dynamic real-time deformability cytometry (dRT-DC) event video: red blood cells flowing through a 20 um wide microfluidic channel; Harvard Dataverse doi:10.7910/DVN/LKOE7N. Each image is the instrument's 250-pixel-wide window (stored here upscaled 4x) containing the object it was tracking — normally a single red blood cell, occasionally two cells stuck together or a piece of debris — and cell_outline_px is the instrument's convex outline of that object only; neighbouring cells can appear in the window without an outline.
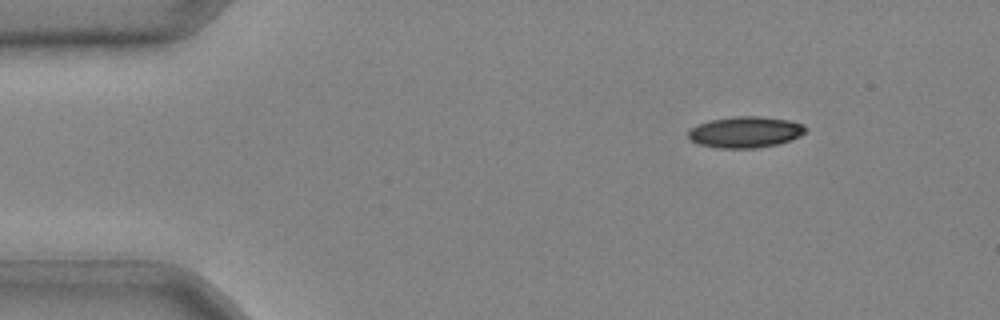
{"species": "common noctule bat (a hibernating species)", "species_latin": "Nyctalus noctula", "temperature_condition": "cold", "stored_images_in_passage": 35, "camera_frame_rate_fps": 3000, "um_per_image_px": 0.085, "animal": {"sex": "male", "body_mass_g": 20.4}, "frame": {"image": 1, "passage_image": 1, "time_ms": 0.0, "image_size_px": [1000, 320], "cell_outline_px": [[808, 128], [800, 136], [792, 140], [776, 144], [756, 148], [720, 148], [700, 144], [692, 140], [688, 136], [688, 132], [696, 124], [712, 120], [732, 116], [760, 116], [788, 120], [804, 124]], "centroid_in_image_um": [63.38, 11.22], "position_along_channel_um": 21.6, "area_um2": 21.27}}
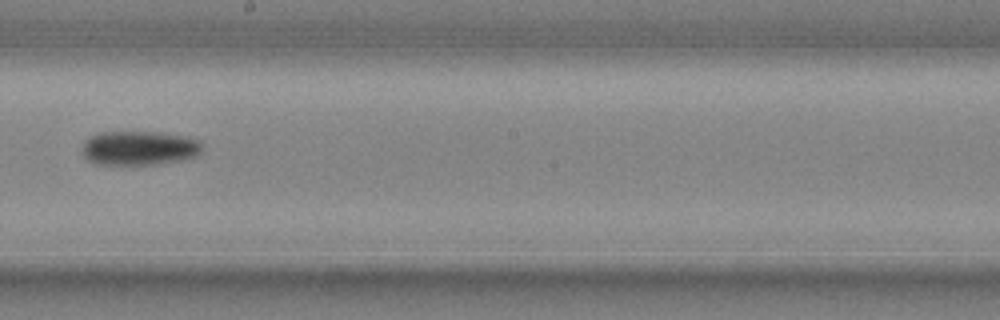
{"frame": {"image": 2, "passage_image": 20, "time_ms": 6.333, "image_size_px": [1000, 320], "cell_outline_px": [[204, 144], [200, 156], [184, 160], [160, 164], [96, 164], [88, 160], [80, 152], [84, 140], [88, 136], [100, 132], [156, 132], [188, 136], [200, 140]], "centroid_in_image_um": [11.87, 12.58], "position_along_channel_um": 236.3, "area_um2": 24.62}}
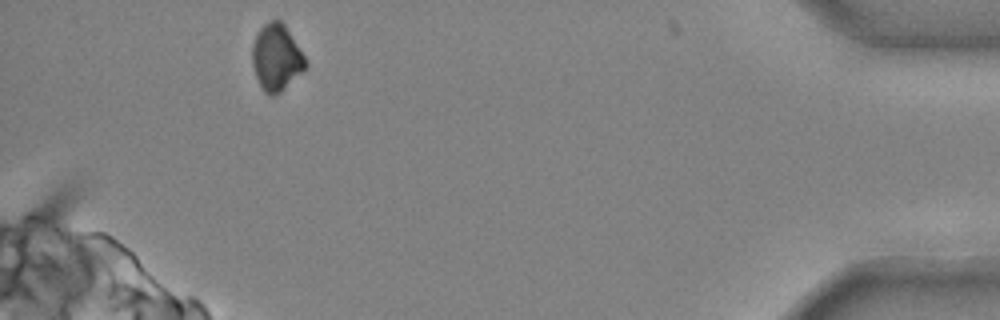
{"frame": {"image": 3, "passage_image": 35, "time_ms": 11.333, "image_size_px": [1000, 320], "cell_outline_px": [[308, 64], [280, 92], [272, 96], [268, 96], [264, 92], [256, 76], [252, 64], [252, 48], [256, 36], [260, 28], [268, 20], [280, 20], [284, 24], [304, 56]], "centroid_in_image_um": [23.47, 4.88], "position_along_channel_um": 411.7, "area_um2": 20.17}}